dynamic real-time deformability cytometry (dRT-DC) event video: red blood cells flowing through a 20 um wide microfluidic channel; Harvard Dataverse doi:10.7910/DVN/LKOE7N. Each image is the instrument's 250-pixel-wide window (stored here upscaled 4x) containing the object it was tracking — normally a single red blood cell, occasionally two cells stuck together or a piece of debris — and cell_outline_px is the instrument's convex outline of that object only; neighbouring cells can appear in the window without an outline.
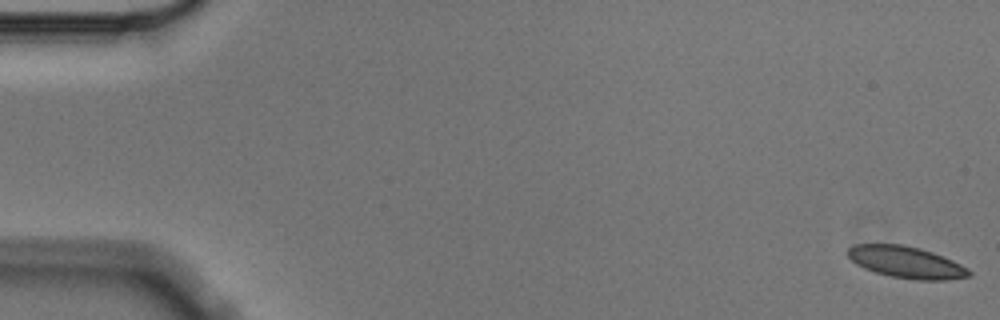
{"species": "Egyptian fruit bat (a non-hibernating species)", "species_latin": "Rousettus aegyptiacus", "temperature_condition": "cold", "stored_images_in_passage": 5, "camera_frame_rate_fps": 3000, "um_per_image_px": 0.085, "animal": {"sex": "male"}, "frame": {"image": 1, "passage_image": 1, "time_ms": 0.0, "image_size_px": [1000, 320], "cell_outline_px": [[972, 276], [944, 280], [916, 280], [892, 276], [876, 272], [864, 268], [856, 264], [848, 256], [848, 248], [856, 244], [904, 244], [920, 248], [932, 252], [952, 260], [968, 268], [972, 272]], "centroid_in_image_um": [77.05, 22.28], "position_along_channel_um": 7.9, "area_um2": 22.31}}
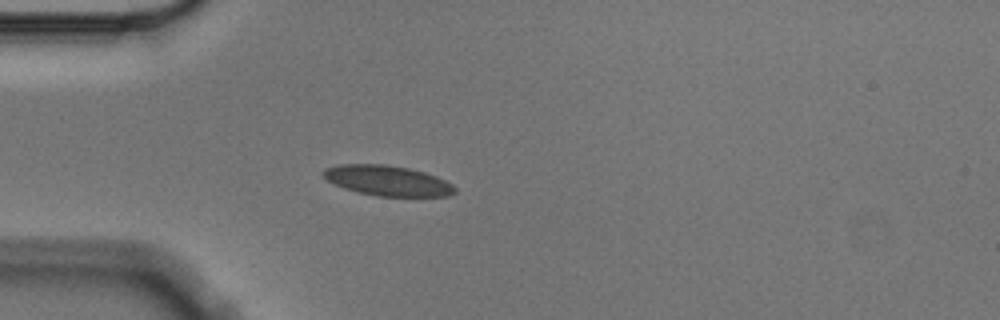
{"frame": {"image": 2, "passage_image": 4, "time_ms": 1.0, "image_size_px": [1000, 320], "cell_outline_px": [[456, 192], [448, 196], [376, 196], [356, 192], [344, 188], [328, 180], [320, 172], [324, 168], [340, 164], [384, 164], [408, 168], [424, 172], [436, 176], [452, 184], [456, 188]], "centroid_in_image_um": [32.92, 15.35], "position_along_channel_um": 52.1, "area_um2": 23.18}}